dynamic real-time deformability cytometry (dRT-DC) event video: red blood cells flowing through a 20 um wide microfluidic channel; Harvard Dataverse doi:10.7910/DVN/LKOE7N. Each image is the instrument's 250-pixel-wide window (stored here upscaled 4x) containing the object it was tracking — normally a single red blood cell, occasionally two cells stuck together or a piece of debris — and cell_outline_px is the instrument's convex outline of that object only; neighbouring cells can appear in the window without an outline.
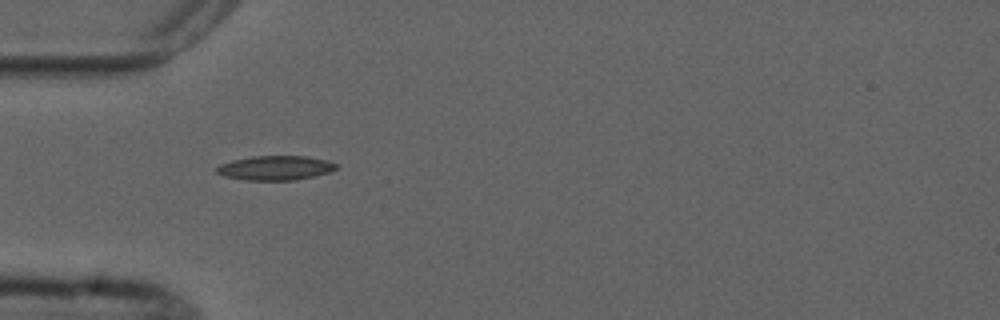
{"species": "common noctule bat (a hibernating species)", "species_latin": "Nyctalus noctula", "temperature_condition": "cold", "stored_images_in_passage": 1, "camera_frame_rate_fps": 3000, "um_per_image_px": 0.085, "animal": {"sex": "male", "forearm_length_mm": 52.5}, "frame": {"image": 1, "passage_image": 1, "time_ms": 0.0, "image_size_px": [1000, 320], "cell_outline_px": [[336, 168], [328, 172], [296, 180], [244, 180], [224, 176], [216, 172], [216, 168], [220, 164], [232, 160], [252, 156], [308, 156], [324, 160], [336, 164]], "centroid_in_image_um": [23.35, 14.27], "position_along_channel_um": 61.7, "area_um2": 16.82}}